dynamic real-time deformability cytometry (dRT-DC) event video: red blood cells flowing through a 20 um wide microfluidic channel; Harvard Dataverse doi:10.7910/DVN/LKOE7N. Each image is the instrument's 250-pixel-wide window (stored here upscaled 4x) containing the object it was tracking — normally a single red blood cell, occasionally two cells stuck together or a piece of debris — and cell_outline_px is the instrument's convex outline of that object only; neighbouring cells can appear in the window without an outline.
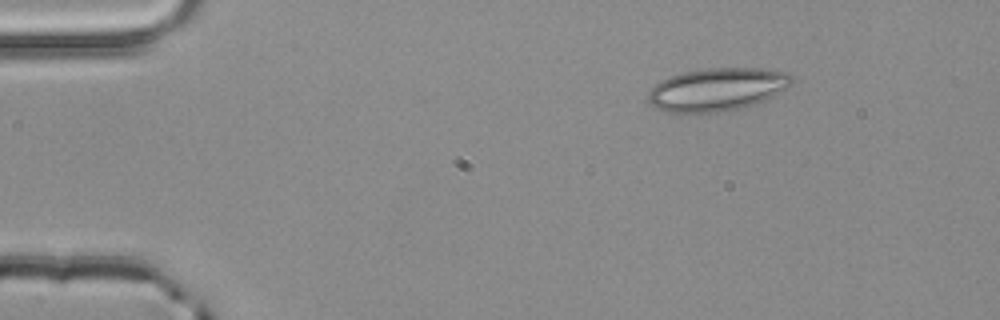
{"species": "common noctule bat (a hibernating species)", "species_latin": "Nyctalus noctula", "temperature_condition": "room temperature", "stored_images_in_passage": 2, "segment_of_instrument_passage": [2, 2], "camera_frame_rate_fps": 3000, "um_per_image_px": 0.085, "animal": {"sex": "male", "body_mass_g": 20.4}, "frame": {"image": 1, "passage_image": 2, "time_ms": 0.333, "image_size_px": [1000, 320], "cell_outline_px": [[792, 84], [772, 96], [764, 100], [740, 108], [720, 112], [668, 112], [656, 108], [648, 100], [648, 92], [660, 80], [684, 72], [708, 68], [756, 68], [788, 72], [792, 76]], "centroid_in_image_um": [60.95, 7.59], "position_along_channel_um": 24.0, "area_um2": 35.55}}